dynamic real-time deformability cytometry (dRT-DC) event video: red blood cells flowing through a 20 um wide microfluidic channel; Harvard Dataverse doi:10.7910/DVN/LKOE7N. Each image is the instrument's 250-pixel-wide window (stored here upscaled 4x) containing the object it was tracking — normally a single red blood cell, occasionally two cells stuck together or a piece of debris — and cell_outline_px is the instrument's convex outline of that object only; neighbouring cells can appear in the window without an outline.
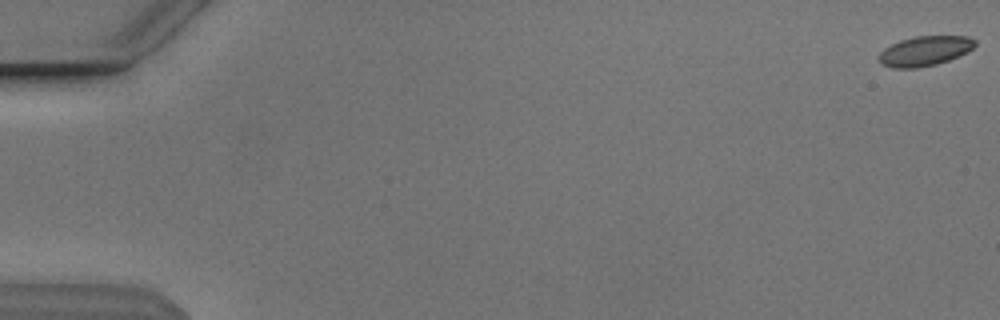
{"species": "Egyptian fruit bat (a non-hibernating species)", "species_latin": "Rousettus aegyptiacus", "temperature_condition": "cold", "stored_images_in_passage": 55, "camera_frame_rate_fps": 3000, "um_per_image_px": 0.085, "animal": {"sex": "male"}, "frame": {"image": 1, "passage_image": 1, "time_ms": 0.0, "image_size_px": [1000, 320], "cell_outline_px": [[976, 44], [968, 52], [948, 60], [936, 64], [916, 68], [892, 68], [880, 64], [876, 56], [884, 48], [900, 40], [916, 36], [968, 36], [976, 40]], "centroid_in_image_um": [78.57, 4.34], "position_along_channel_um": 6.4, "area_um2": 16.82}}
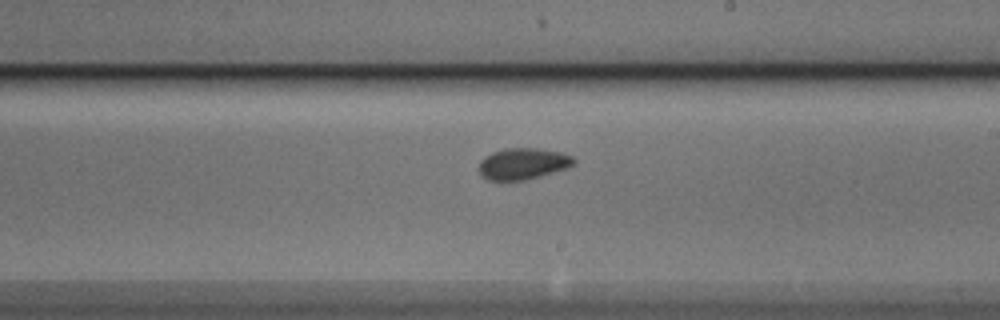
{"frame": {"image": 2, "passage_image": 33, "time_ms": 10.667, "image_size_px": [1000, 320], "cell_outline_px": [[576, 164], [568, 168], [524, 180], [488, 180], [480, 176], [480, 160], [492, 152], [504, 148], [536, 148], [564, 152], [572, 156], [576, 160]], "centroid_in_image_um": [44.48, 13.9], "position_along_channel_um": 244.5, "area_um2": 17.46}}
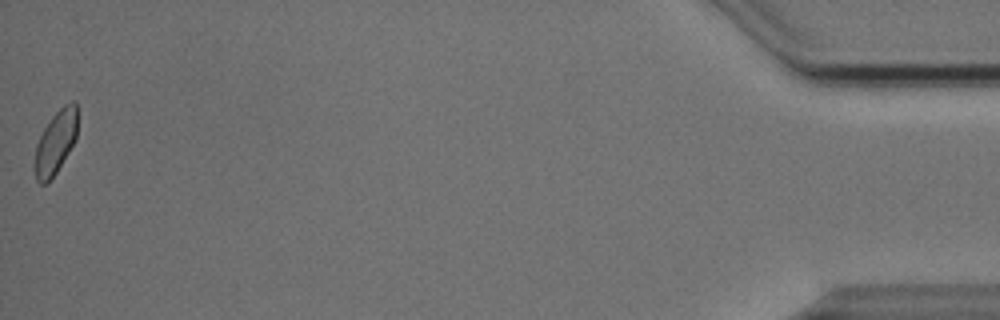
{"frame": {"image": 3, "passage_image": 55, "time_ms": 18.0, "image_size_px": [1000, 320], "cell_outline_px": [[76, 140], [56, 172], [44, 184], [40, 184], [36, 180], [36, 144], [44, 128], [52, 116], [64, 104], [72, 100], [76, 100]], "centroid_in_image_um": [4.75, 12.04], "position_along_channel_um": 430.5, "area_um2": 15.32}, "authors_computed_cell_mechanics": {"area_um2": 16.9932, "velocity_mm_per_s": 3.8209, "shape_relaxation_time_tau1_ms": 5.7747, "shape_relaxation_time_tau2_ms": 1.7441, "deformation_change_tau1": 0.0921, "deformation_change_tau2": 0.0597}}